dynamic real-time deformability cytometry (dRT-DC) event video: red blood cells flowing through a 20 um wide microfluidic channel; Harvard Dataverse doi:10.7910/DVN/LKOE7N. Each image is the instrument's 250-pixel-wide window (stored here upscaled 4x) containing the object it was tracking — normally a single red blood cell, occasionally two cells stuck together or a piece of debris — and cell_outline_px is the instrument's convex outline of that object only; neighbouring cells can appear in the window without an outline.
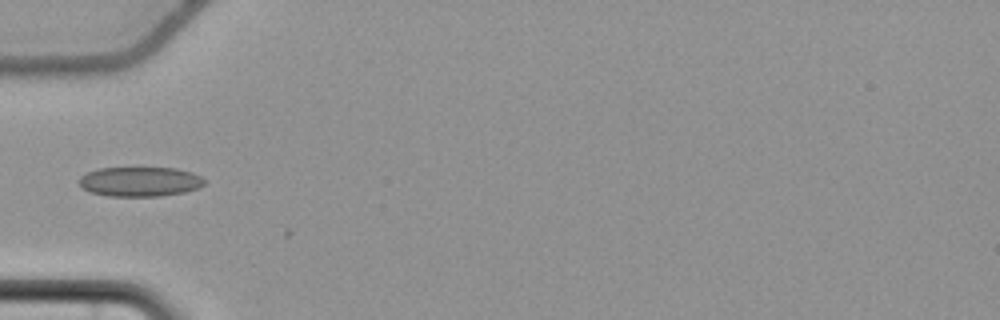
{"species": "common noctule bat (a hibernating species)", "species_latin": "Nyctalus noctula", "temperature_condition": "cold", "stored_images_in_passage": 3, "camera_frame_rate_fps": 3000, "um_per_image_px": 0.085, "animal": {"sex": "female", "body_mass_g": 22.7, "forearm_length_mm": 54.2}, "frame": {"image": 1, "passage_image": 1, "time_ms": 0.0, "image_size_px": [1000, 320], "cell_outline_px": [[204, 184], [196, 188], [184, 192], [160, 196], [108, 196], [88, 192], [80, 184], [80, 176], [96, 168], [176, 168], [192, 172], [200, 176], [204, 180]], "centroid_in_image_um": [11.87, 15.44], "position_along_channel_um": 73.1, "area_um2": 21.56}}